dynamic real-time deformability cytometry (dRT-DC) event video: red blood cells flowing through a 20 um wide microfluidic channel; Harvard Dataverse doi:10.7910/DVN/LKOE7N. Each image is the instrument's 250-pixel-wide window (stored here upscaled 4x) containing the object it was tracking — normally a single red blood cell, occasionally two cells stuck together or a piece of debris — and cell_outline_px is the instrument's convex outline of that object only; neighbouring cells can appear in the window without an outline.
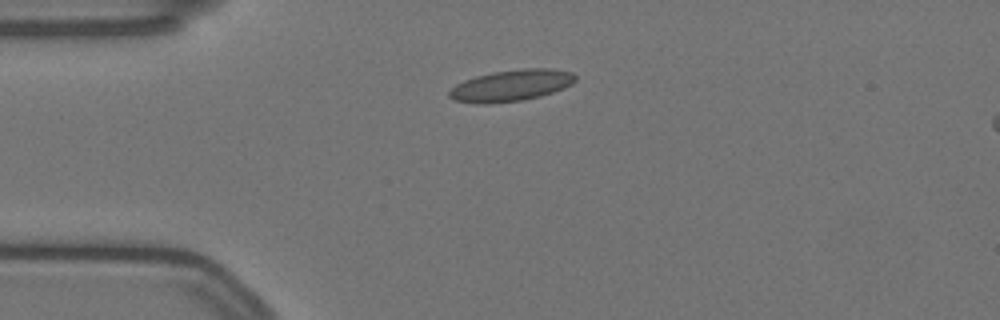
{"species": "Egyptian fruit bat (a non-hibernating species)", "species_latin": "Rousettus aegyptiacus", "temperature_condition": "warm", "stored_images_in_passage": 45, "camera_frame_rate_fps": 3000, "um_per_image_px": 0.085, "animal": {"sex": "female"}, "frame": {"image": 1, "passage_image": 1, "time_ms": 0.0, "image_size_px": [1000, 320], "cell_outline_px": [[576, 80], [572, 84], [564, 88], [540, 96], [520, 100], [488, 104], [480, 104], [456, 100], [448, 96], [448, 92], [456, 84], [464, 80], [476, 76], [492, 72], [524, 68], [552, 68], [572, 72], [576, 76]], "centroid_in_image_um": [43.47, 7.25], "position_along_channel_um": 41.5, "area_um2": 23.06}}
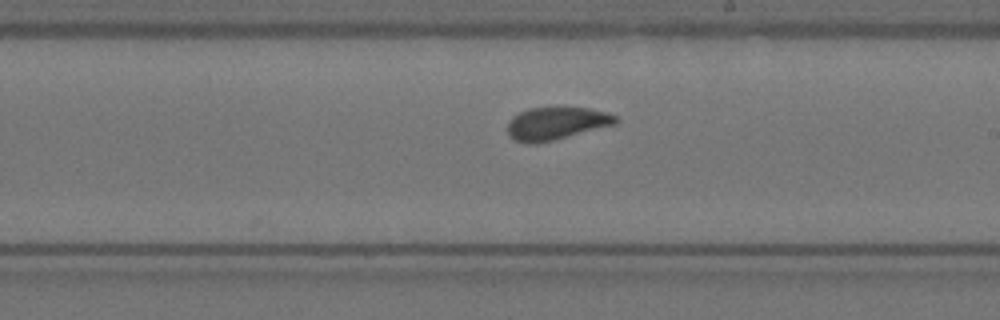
{"frame": {"image": 2, "passage_image": 20, "time_ms": 6.333, "image_size_px": [1000, 320], "cell_outline_px": [[620, 120], [616, 124], [536, 144], [524, 144], [508, 136], [508, 120], [512, 116], [528, 108], [588, 108], [608, 112], [616, 116]], "centroid_in_image_um": [47.27, 10.49], "position_along_channel_um": 241.7, "area_um2": 20.58}}
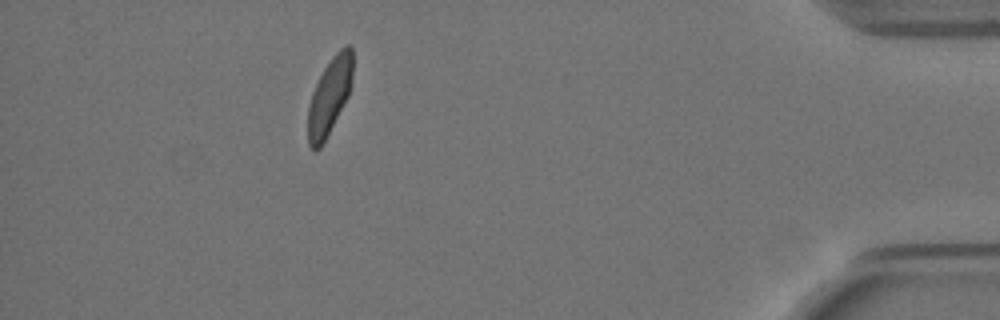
{"frame": {"image": 3, "passage_image": 39, "time_ms": 12.667, "image_size_px": [1000, 320], "cell_outline_px": [[352, 84], [348, 96], [320, 148], [316, 152], [308, 144], [308, 104], [312, 92], [324, 68], [332, 56], [344, 44], [348, 44], [352, 48]], "centroid_in_image_um": [28.0, 8.15], "position_along_channel_um": 407.2, "area_um2": 19.88}}